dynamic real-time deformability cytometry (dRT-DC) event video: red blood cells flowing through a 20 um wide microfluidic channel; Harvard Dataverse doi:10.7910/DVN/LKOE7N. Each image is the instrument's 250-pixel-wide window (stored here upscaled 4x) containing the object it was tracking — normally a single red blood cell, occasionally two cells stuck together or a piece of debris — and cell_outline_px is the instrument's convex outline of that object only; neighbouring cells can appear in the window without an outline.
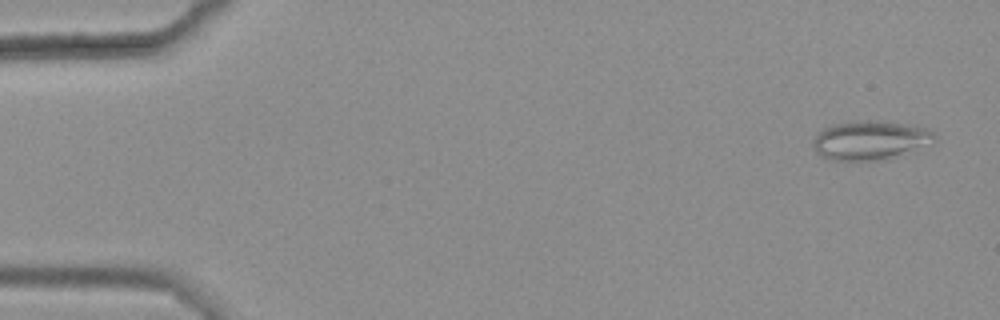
{"species": "common noctule bat (a hibernating species)", "species_latin": "Nyctalus noctula", "temperature_condition": "warm", "stored_images_in_passage": 50, "camera_frame_rate_fps": 3000, "um_per_image_px": 0.085, "animal": {"sex": "female", "body_mass_g": 25.1}, "frame": {"image": 1, "passage_image": 3, "time_ms": 0.667, "image_size_px": [1000, 320], "cell_outline_px": [[936, 140], [888, 160], [832, 160], [820, 156], [816, 152], [812, 144], [812, 140], [816, 132], [832, 124], [852, 120], [888, 120], [924, 128], [932, 132], [936, 136]], "centroid_in_image_um": [73.9, 11.9], "position_along_channel_um": 11.1, "area_um2": 27.98}}
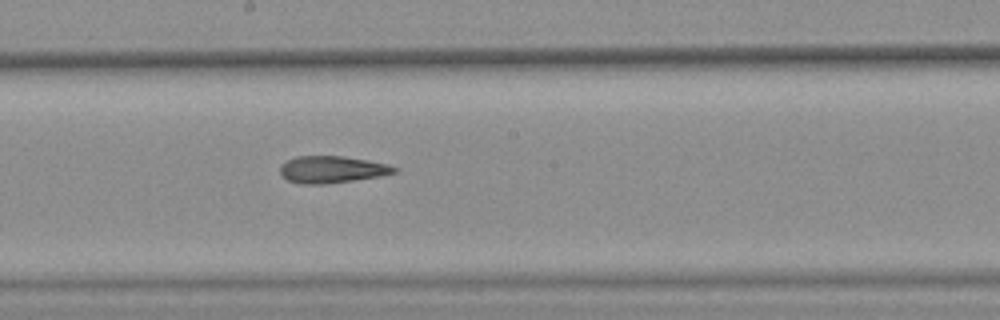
{"frame": {"image": 2, "passage_image": 31, "time_ms": 10.0, "image_size_px": [1000, 320], "cell_outline_px": [[400, 168], [396, 172], [380, 176], [324, 184], [300, 184], [288, 180], [280, 172], [280, 164], [296, 156], [340, 156], [368, 160], [388, 164]], "centroid_in_image_um": [28.22, 14.4], "position_along_channel_um": 220.0, "area_um2": 17.86}}
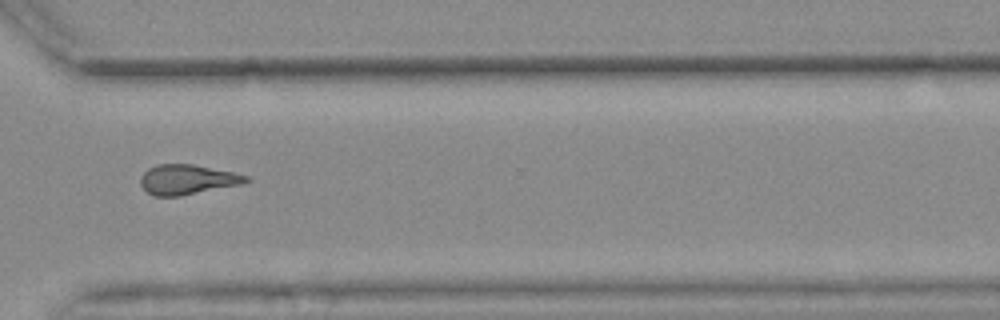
{"frame": {"image": 3, "passage_image": 42, "time_ms": 13.667, "image_size_px": [1000, 320], "cell_outline_px": [[252, 180], [244, 184], [180, 196], [156, 196], [148, 192], [140, 184], [140, 176], [148, 168], [156, 164], [192, 164], [232, 172], [248, 176]], "centroid_in_image_um": [15.94, 15.26], "position_along_channel_um": 354.7, "area_um2": 18.44}, "authors_computed_cell_mechanics": {"area_um2": 18.6983, "velocity_mm_per_s": 3.6599, "shape_relaxation_time_tau1_ms": null, "shape_relaxation_time_tau2_ms": 4.9883, "deformation_change_tau1": null, "deformation_change_tau2": 0.1721}}